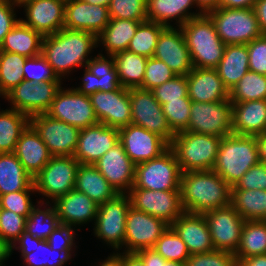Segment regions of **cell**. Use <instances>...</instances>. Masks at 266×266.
I'll return each mask as SVG.
<instances>
[{"label":"cell","instance_id":"25","mask_svg":"<svg viewBox=\"0 0 266 266\" xmlns=\"http://www.w3.org/2000/svg\"><path fill=\"white\" fill-rule=\"evenodd\" d=\"M170 226L185 242L190 254L208 253L215 250L203 214L184 212Z\"/></svg>","mask_w":266,"mask_h":266},{"label":"cell","instance_id":"38","mask_svg":"<svg viewBox=\"0 0 266 266\" xmlns=\"http://www.w3.org/2000/svg\"><path fill=\"white\" fill-rule=\"evenodd\" d=\"M30 124V118L13 108L0 111V153L15 152L21 133Z\"/></svg>","mask_w":266,"mask_h":266},{"label":"cell","instance_id":"53","mask_svg":"<svg viewBox=\"0 0 266 266\" xmlns=\"http://www.w3.org/2000/svg\"><path fill=\"white\" fill-rule=\"evenodd\" d=\"M35 190H22L17 192H10L0 196V208L13 211L18 215L29 217L35 206L31 200L32 193Z\"/></svg>","mask_w":266,"mask_h":266},{"label":"cell","instance_id":"15","mask_svg":"<svg viewBox=\"0 0 266 266\" xmlns=\"http://www.w3.org/2000/svg\"><path fill=\"white\" fill-rule=\"evenodd\" d=\"M30 125L53 156H73L78 142L79 128L53 119L46 113L30 117Z\"/></svg>","mask_w":266,"mask_h":266},{"label":"cell","instance_id":"36","mask_svg":"<svg viewBox=\"0 0 266 266\" xmlns=\"http://www.w3.org/2000/svg\"><path fill=\"white\" fill-rule=\"evenodd\" d=\"M140 23V21L110 18V22L97 37L98 46L99 43L103 44L107 56L127 50Z\"/></svg>","mask_w":266,"mask_h":266},{"label":"cell","instance_id":"48","mask_svg":"<svg viewBox=\"0 0 266 266\" xmlns=\"http://www.w3.org/2000/svg\"><path fill=\"white\" fill-rule=\"evenodd\" d=\"M147 0H111L108 10L110 18L145 22Z\"/></svg>","mask_w":266,"mask_h":266},{"label":"cell","instance_id":"27","mask_svg":"<svg viewBox=\"0 0 266 266\" xmlns=\"http://www.w3.org/2000/svg\"><path fill=\"white\" fill-rule=\"evenodd\" d=\"M186 79L191 101L210 103L229 100V91L216 69L193 67Z\"/></svg>","mask_w":266,"mask_h":266},{"label":"cell","instance_id":"70","mask_svg":"<svg viewBox=\"0 0 266 266\" xmlns=\"http://www.w3.org/2000/svg\"><path fill=\"white\" fill-rule=\"evenodd\" d=\"M164 266H186L185 263L178 261L166 260Z\"/></svg>","mask_w":266,"mask_h":266},{"label":"cell","instance_id":"72","mask_svg":"<svg viewBox=\"0 0 266 266\" xmlns=\"http://www.w3.org/2000/svg\"><path fill=\"white\" fill-rule=\"evenodd\" d=\"M2 96V98L6 99V95L5 93L1 90V87H0V97Z\"/></svg>","mask_w":266,"mask_h":266},{"label":"cell","instance_id":"34","mask_svg":"<svg viewBox=\"0 0 266 266\" xmlns=\"http://www.w3.org/2000/svg\"><path fill=\"white\" fill-rule=\"evenodd\" d=\"M43 35L25 25L21 20L9 31L0 46V51L18 53L27 58L41 54Z\"/></svg>","mask_w":266,"mask_h":266},{"label":"cell","instance_id":"12","mask_svg":"<svg viewBox=\"0 0 266 266\" xmlns=\"http://www.w3.org/2000/svg\"><path fill=\"white\" fill-rule=\"evenodd\" d=\"M129 96L132 109V124L158 134L169 144L175 133L168 125L162 105L155 99L152 91L130 88Z\"/></svg>","mask_w":266,"mask_h":266},{"label":"cell","instance_id":"37","mask_svg":"<svg viewBox=\"0 0 266 266\" xmlns=\"http://www.w3.org/2000/svg\"><path fill=\"white\" fill-rule=\"evenodd\" d=\"M118 79L123 88H139L142 86L147 59L128 50L112 55Z\"/></svg>","mask_w":266,"mask_h":266},{"label":"cell","instance_id":"57","mask_svg":"<svg viewBox=\"0 0 266 266\" xmlns=\"http://www.w3.org/2000/svg\"><path fill=\"white\" fill-rule=\"evenodd\" d=\"M246 45L249 53V70L266 75V35L263 34Z\"/></svg>","mask_w":266,"mask_h":266},{"label":"cell","instance_id":"40","mask_svg":"<svg viewBox=\"0 0 266 266\" xmlns=\"http://www.w3.org/2000/svg\"><path fill=\"white\" fill-rule=\"evenodd\" d=\"M266 254V221H245L234 255L236 258H246Z\"/></svg>","mask_w":266,"mask_h":266},{"label":"cell","instance_id":"28","mask_svg":"<svg viewBox=\"0 0 266 266\" xmlns=\"http://www.w3.org/2000/svg\"><path fill=\"white\" fill-rule=\"evenodd\" d=\"M14 249L21 251L26 266H63L70 260L63 251L51 249L46 240L38 239L26 231L13 243L11 252Z\"/></svg>","mask_w":266,"mask_h":266},{"label":"cell","instance_id":"29","mask_svg":"<svg viewBox=\"0 0 266 266\" xmlns=\"http://www.w3.org/2000/svg\"><path fill=\"white\" fill-rule=\"evenodd\" d=\"M15 155L26 172L34 178L53 157L39 134L29 124L21 133L17 142Z\"/></svg>","mask_w":266,"mask_h":266},{"label":"cell","instance_id":"33","mask_svg":"<svg viewBox=\"0 0 266 266\" xmlns=\"http://www.w3.org/2000/svg\"><path fill=\"white\" fill-rule=\"evenodd\" d=\"M215 69L223 84L230 92L249 71L247 45H226L223 57Z\"/></svg>","mask_w":266,"mask_h":266},{"label":"cell","instance_id":"23","mask_svg":"<svg viewBox=\"0 0 266 266\" xmlns=\"http://www.w3.org/2000/svg\"><path fill=\"white\" fill-rule=\"evenodd\" d=\"M66 0H30L21 5L26 19L25 25L43 36L55 34L64 28Z\"/></svg>","mask_w":266,"mask_h":266},{"label":"cell","instance_id":"63","mask_svg":"<svg viewBox=\"0 0 266 266\" xmlns=\"http://www.w3.org/2000/svg\"><path fill=\"white\" fill-rule=\"evenodd\" d=\"M236 259L238 260V266H266V254Z\"/></svg>","mask_w":266,"mask_h":266},{"label":"cell","instance_id":"50","mask_svg":"<svg viewBox=\"0 0 266 266\" xmlns=\"http://www.w3.org/2000/svg\"><path fill=\"white\" fill-rule=\"evenodd\" d=\"M175 76L176 74L165 62L155 57H149L146 62L144 80L140 88L151 91L156 86L164 84Z\"/></svg>","mask_w":266,"mask_h":266},{"label":"cell","instance_id":"39","mask_svg":"<svg viewBox=\"0 0 266 266\" xmlns=\"http://www.w3.org/2000/svg\"><path fill=\"white\" fill-rule=\"evenodd\" d=\"M245 221L266 220L265 190H231V203Z\"/></svg>","mask_w":266,"mask_h":266},{"label":"cell","instance_id":"56","mask_svg":"<svg viewBox=\"0 0 266 266\" xmlns=\"http://www.w3.org/2000/svg\"><path fill=\"white\" fill-rule=\"evenodd\" d=\"M265 190L266 191V163L252 166L231 188V190Z\"/></svg>","mask_w":266,"mask_h":266},{"label":"cell","instance_id":"26","mask_svg":"<svg viewBox=\"0 0 266 266\" xmlns=\"http://www.w3.org/2000/svg\"><path fill=\"white\" fill-rule=\"evenodd\" d=\"M53 203L62 225L75 228L93 220L95 222L98 204L76 189L58 197Z\"/></svg>","mask_w":266,"mask_h":266},{"label":"cell","instance_id":"65","mask_svg":"<svg viewBox=\"0 0 266 266\" xmlns=\"http://www.w3.org/2000/svg\"><path fill=\"white\" fill-rule=\"evenodd\" d=\"M194 1L197 7L199 8V11H202L203 13L206 14L208 11L218 8L220 0H194Z\"/></svg>","mask_w":266,"mask_h":266},{"label":"cell","instance_id":"5","mask_svg":"<svg viewBox=\"0 0 266 266\" xmlns=\"http://www.w3.org/2000/svg\"><path fill=\"white\" fill-rule=\"evenodd\" d=\"M222 138L218 136L181 131L173 137V150L179 167L186 171L213 170Z\"/></svg>","mask_w":266,"mask_h":266},{"label":"cell","instance_id":"67","mask_svg":"<svg viewBox=\"0 0 266 266\" xmlns=\"http://www.w3.org/2000/svg\"><path fill=\"white\" fill-rule=\"evenodd\" d=\"M99 266H123V252L113 253L106 260L100 262Z\"/></svg>","mask_w":266,"mask_h":266},{"label":"cell","instance_id":"68","mask_svg":"<svg viewBox=\"0 0 266 266\" xmlns=\"http://www.w3.org/2000/svg\"><path fill=\"white\" fill-rule=\"evenodd\" d=\"M11 246L0 238V266L11 256Z\"/></svg>","mask_w":266,"mask_h":266},{"label":"cell","instance_id":"44","mask_svg":"<svg viewBox=\"0 0 266 266\" xmlns=\"http://www.w3.org/2000/svg\"><path fill=\"white\" fill-rule=\"evenodd\" d=\"M107 57L99 53L91 58L85 66L92 74L98 77V91L103 92L119 90L122 87L118 79L114 59L112 56Z\"/></svg>","mask_w":266,"mask_h":266},{"label":"cell","instance_id":"8","mask_svg":"<svg viewBox=\"0 0 266 266\" xmlns=\"http://www.w3.org/2000/svg\"><path fill=\"white\" fill-rule=\"evenodd\" d=\"M79 165L74 156H53L33 178L35 191L51 199L53 203L58 197L75 189Z\"/></svg>","mask_w":266,"mask_h":266},{"label":"cell","instance_id":"54","mask_svg":"<svg viewBox=\"0 0 266 266\" xmlns=\"http://www.w3.org/2000/svg\"><path fill=\"white\" fill-rule=\"evenodd\" d=\"M186 266H238L234 253L214 250L208 253L191 254L185 262Z\"/></svg>","mask_w":266,"mask_h":266},{"label":"cell","instance_id":"31","mask_svg":"<svg viewBox=\"0 0 266 266\" xmlns=\"http://www.w3.org/2000/svg\"><path fill=\"white\" fill-rule=\"evenodd\" d=\"M195 4L194 0H147V19L165 27H172L169 22L176 20V25L181 27L191 18L204 14L202 11L189 12L193 6L197 7Z\"/></svg>","mask_w":266,"mask_h":266},{"label":"cell","instance_id":"30","mask_svg":"<svg viewBox=\"0 0 266 266\" xmlns=\"http://www.w3.org/2000/svg\"><path fill=\"white\" fill-rule=\"evenodd\" d=\"M232 132L242 136L266 132V100L232 103Z\"/></svg>","mask_w":266,"mask_h":266},{"label":"cell","instance_id":"43","mask_svg":"<svg viewBox=\"0 0 266 266\" xmlns=\"http://www.w3.org/2000/svg\"><path fill=\"white\" fill-rule=\"evenodd\" d=\"M39 207H42V205L33 207L32 212L26 219L25 231L38 239L46 240L60 224L58 213L54 203L53 206L45 207L43 210Z\"/></svg>","mask_w":266,"mask_h":266},{"label":"cell","instance_id":"51","mask_svg":"<svg viewBox=\"0 0 266 266\" xmlns=\"http://www.w3.org/2000/svg\"><path fill=\"white\" fill-rule=\"evenodd\" d=\"M151 91L161 105L174 100H182V98L188 96L186 75H176Z\"/></svg>","mask_w":266,"mask_h":266},{"label":"cell","instance_id":"42","mask_svg":"<svg viewBox=\"0 0 266 266\" xmlns=\"http://www.w3.org/2000/svg\"><path fill=\"white\" fill-rule=\"evenodd\" d=\"M165 28L164 25L153 21L141 22L127 50L146 58L153 57L159 35Z\"/></svg>","mask_w":266,"mask_h":266},{"label":"cell","instance_id":"11","mask_svg":"<svg viewBox=\"0 0 266 266\" xmlns=\"http://www.w3.org/2000/svg\"><path fill=\"white\" fill-rule=\"evenodd\" d=\"M60 88L52 101L47 115L79 129L99 123L89 95H84L73 88Z\"/></svg>","mask_w":266,"mask_h":266},{"label":"cell","instance_id":"21","mask_svg":"<svg viewBox=\"0 0 266 266\" xmlns=\"http://www.w3.org/2000/svg\"><path fill=\"white\" fill-rule=\"evenodd\" d=\"M119 142L118 129L98 123L80 129L73 156L80 164L96 163L107 151Z\"/></svg>","mask_w":266,"mask_h":266},{"label":"cell","instance_id":"60","mask_svg":"<svg viewBox=\"0 0 266 266\" xmlns=\"http://www.w3.org/2000/svg\"><path fill=\"white\" fill-rule=\"evenodd\" d=\"M143 260L146 266H164L166 259H164L153 248L141 249L136 252Z\"/></svg>","mask_w":266,"mask_h":266},{"label":"cell","instance_id":"10","mask_svg":"<svg viewBox=\"0 0 266 266\" xmlns=\"http://www.w3.org/2000/svg\"><path fill=\"white\" fill-rule=\"evenodd\" d=\"M184 131L220 138L233 134L231 101L210 103L192 101L189 125Z\"/></svg>","mask_w":266,"mask_h":266},{"label":"cell","instance_id":"55","mask_svg":"<svg viewBox=\"0 0 266 266\" xmlns=\"http://www.w3.org/2000/svg\"><path fill=\"white\" fill-rule=\"evenodd\" d=\"M75 231L78 230H75V228L73 229L67 225L59 224L46 241L50 245L51 249L63 251L70 259H72L73 247H77L74 246L76 245L74 243L76 239L74 234Z\"/></svg>","mask_w":266,"mask_h":266},{"label":"cell","instance_id":"71","mask_svg":"<svg viewBox=\"0 0 266 266\" xmlns=\"http://www.w3.org/2000/svg\"><path fill=\"white\" fill-rule=\"evenodd\" d=\"M16 5L17 7H20L22 4L30 1V0H12Z\"/></svg>","mask_w":266,"mask_h":266},{"label":"cell","instance_id":"22","mask_svg":"<svg viewBox=\"0 0 266 266\" xmlns=\"http://www.w3.org/2000/svg\"><path fill=\"white\" fill-rule=\"evenodd\" d=\"M177 26L166 27L159 35L153 57L165 62L176 75H187L192 59L183 31Z\"/></svg>","mask_w":266,"mask_h":266},{"label":"cell","instance_id":"49","mask_svg":"<svg viewBox=\"0 0 266 266\" xmlns=\"http://www.w3.org/2000/svg\"><path fill=\"white\" fill-rule=\"evenodd\" d=\"M23 76L24 80L31 83L61 81L41 54L26 59L23 67Z\"/></svg>","mask_w":266,"mask_h":266},{"label":"cell","instance_id":"16","mask_svg":"<svg viewBox=\"0 0 266 266\" xmlns=\"http://www.w3.org/2000/svg\"><path fill=\"white\" fill-rule=\"evenodd\" d=\"M209 227L215 250L235 253L245 220L229 204L203 213Z\"/></svg>","mask_w":266,"mask_h":266},{"label":"cell","instance_id":"9","mask_svg":"<svg viewBox=\"0 0 266 266\" xmlns=\"http://www.w3.org/2000/svg\"><path fill=\"white\" fill-rule=\"evenodd\" d=\"M130 206L127 194H118L114 199L98 205L94 235L116 251L124 247L125 225Z\"/></svg>","mask_w":266,"mask_h":266},{"label":"cell","instance_id":"13","mask_svg":"<svg viewBox=\"0 0 266 266\" xmlns=\"http://www.w3.org/2000/svg\"><path fill=\"white\" fill-rule=\"evenodd\" d=\"M62 81H47L31 83L23 80L6 94V100L11 108L26 114L29 118L33 115L45 114L50 109Z\"/></svg>","mask_w":266,"mask_h":266},{"label":"cell","instance_id":"61","mask_svg":"<svg viewBox=\"0 0 266 266\" xmlns=\"http://www.w3.org/2000/svg\"><path fill=\"white\" fill-rule=\"evenodd\" d=\"M254 11L256 13L260 30L266 35V0H256Z\"/></svg>","mask_w":266,"mask_h":266},{"label":"cell","instance_id":"52","mask_svg":"<svg viewBox=\"0 0 266 266\" xmlns=\"http://www.w3.org/2000/svg\"><path fill=\"white\" fill-rule=\"evenodd\" d=\"M26 217L0 208V238L10 246L25 231Z\"/></svg>","mask_w":266,"mask_h":266},{"label":"cell","instance_id":"7","mask_svg":"<svg viewBox=\"0 0 266 266\" xmlns=\"http://www.w3.org/2000/svg\"><path fill=\"white\" fill-rule=\"evenodd\" d=\"M182 171L173 150L169 147L160 156L135 165L132 188L153 191L180 190Z\"/></svg>","mask_w":266,"mask_h":266},{"label":"cell","instance_id":"3","mask_svg":"<svg viewBox=\"0 0 266 266\" xmlns=\"http://www.w3.org/2000/svg\"><path fill=\"white\" fill-rule=\"evenodd\" d=\"M260 163L256 136L231 134L222 138L213 170L231 187Z\"/></svg>","mask_w":266,"mask_h":266},{"label":"cell","instance_id":"6","mask_svg":"<svg viewBox=\"0 0 266 266\" xmlns=\"http://www.w3.org/2000/svg\"><path fill=\"white\" fill-rule=\"evenodd\" d=\"M225 45L248 44L263 35L254 8H215L206 13Z\"/></svg>","mask_w":266,"mask_h":266},{"label":"cell","instance_id":"35","mask_svg":"<svg viewBox=\"0 0 266 266\" xmlns=\"http://www.w3.org/2000/svg\"><path fill=\"white\" fill-rule=\"evenodd\" d=\"M22 190H35L33 178L14 152L0 153V196Z\"/></svg>","mask_w":266,"mask_h":266},{"label":"cell","instance_id":"62","mask_svg":"<svg viewBox=\"0 0 266 266\" xmlns=\"http://www.w3.org/2000/svg\"><path fill=\"white\" fill-rule=\"evenodd\" d=\"M256 0H220L221 8H254Z\"/></svg>","mask_w":266,"mask_h":266},{"label":"cell","instance_id":"20","mask_svg":"<svg viewBox=\"0 0 266 266\" xmlns=\"http://www.w3.org/2000/svg\"><path fill=\"white\" fill-rule=\"evenodd\" d=\"M94 166L118 194H127L134 186L135 164L120 142L107 151Z\"/></svg>","mask_w":266,"mask_h":266},{"label":"cell","instance_id":"2","mask_svg":"<svg viewBox=\"0 0 266 266\" xmlns=\"http://www.w3.org/2000/svg\"><path fill=\"white\" fill-rule=\"evenodd\" d=\"M231 188L214 170L183 172L180 195L184 212L203 214L229 205Z\"/></svg>","mask_w":266,"mask_h":266},{"label":"cell","instance_id":"4","mask_svg":"<svg viewBox=\"0 0 266 266\" xmlns=\"http://www.w3.org/2000/svg\"><path fill=\"white\" fill-rule=\"evenodd\" d=\"M190 51L193 67L215 69L226 45L207 14L191 18L180 27Z\"/></svg>","mask_w":266,"mask_h":266},{"label":"cell","instance_id":"45","mask_svg":"<svg viewBox=\"0 0 266 266\" xmlns=\"http://www.w3.org/2000/svg\"><path fill=\"white\" fill-rule=\"evenodd\" d=\"M26 59L18 53L0 51V87L5 95L24 80Z\"/></svg>","mask_w":266,"mask_h":266},{"label":"cell","instance_id":"41","mask_svg":"<svg viewBox=\"0 0 266 266\" xmlns=\"http://www.w3.org/2000/svg\"><path fill=\"white\" fill-rule=\"evenodd\" d=\"M231 103L266 100V75L248 71L229 92Z\"/></svg>","mask_w":266,"mask_h":266},{"label":"cell","instance_id":"69","mask_svg":"<svg viewBox=\"0 0 266 266\" xmlns=\"http://www.w3.org/2000/svg\"><path fill=\"white\" fill-rule=\"evenodd\" d=\"M89 4H93V5H101V6H105V7H109V4L111 2V0H83Z\"/></svg>","mask_w":266,"mask_h":266},{"label":"cell","instance_id":"19","mask_svg":"<svg viewBox=\"0 0 266 266\" xmlns=\"http://www.w3.org/2000/svg\"><path fill=\"white\" fill-rule=\"evenodd\" d=\"M118 133L119 142L135 165L160 156L170 147L158 134L134 124L118 129Z\"/></svg>","mask_w":266,"mask_h":266},{"label":"cell","instance_id":"58","mask_svg":"<svg viewBox=\"0 0 266 266\" xmlns=\"http://www.w3.org/2000/svg\"><path fill=\"white\" fill-rule=\"evenodd\" d=\"M17 6L12 0H0V46L5 35L13 29L20 19L16 18Z\"/></svg>","mask_w":266,"mask_h":266},{"label":"cell","instance_id":"59","mask_svg":"<svg viewBox=\"0 0 266 266\" xmlns=\"http://www.w3.org/2000/svg\"><path fill=\"white\" fill-rule=\"evenodd\" d=\"M98 77L92 74L86 67L82 77V84L79 87L73 88L84 95H90L98 91Z\"/></svg>","mask_w":266,"mask_h":266},{"label":"cell","instance_id":"17","mask_svg":"<svg viewBox=\"0 0 266 266\" xmlns=\"http://www.w3.org/2000/svg\"><path fill=\"white\" fill-rule=\"evenodd\" d=\"M168 226L163 220L130 206L125 225L123 251L137 252L153 248Z\"/></svg>","mask_w":266,"mask_h":266},{"label":"cell","instance_id":"46","mask_svg":"<svg viewBox=\"0 0 266 266\" xmlns=\"http://www.w3.org/2000/svg\"><path fill=\"white\" fill-rule=\"evenodd\" d=\"M153 249L164 259L185 263L190 257L187 245L171 226L163 232Z\"/></svg>","mask_w":266,"mask_h":266},{"label":"cell","instance_id":"1","mask_svg":"<svg viewBox=\"0 0 266 266\" xmlns=\"http://www.w3.org/2000/svg\"><path fill=\"white\" fill-rule=\"evenodd\" d=\"M98 47L97 37L89 32L62 28L43 37L41 55L59 79L77 67H85L92 49Z\"/></svg>","mask_w":266,"mask_h":266},{"label":"cell","instance_id":"24","mask_svg":"<svg viewBox=\"0 0 266 266\" xmlns=\"http://www.w3.org/2000/svg\"><path fill=\"white\" fill-rule=\"evenodd\" d=\"M109 22L108 7L83 0H66L64 28L89 32L98 37Z\"/></svg>","mask_w":266,"mask_h":266},{"label":"cell","instance_id":"66","mask_svg":"<svg viewBox=\"0 0 266 266\" xmlns=\"http://www.w3.org/2000/svg\"><path fill=\"white\" fill-rule=\"evenodd\" d=\"M259 159L261 163H266V132L256 136Z\"/></svg>","mask_w":266,"mask_h":266},{"label":"cell","instance_id":"14","mask_svg":"<svg viewBox=\"0 0 266 266\" xmlns=\"http://www.w3.org/2000/svg\"><path fill=\"white\" fill-rule=\"evenodd\" d=\"M127 195L134 209L161 219L169 226L184 213L180 190L131 188Z\"/></svg>","mask_w":266,"mask_h":266},{"label":"cell","instance_id":"32","mask_svg":"<svg viewBox=\"0 0 266 266\" xmlns=\"http://www.w3.org/2000/svg\"><path fill=\"white\" fill-rule=\"evenodd\" d=\"M75 189L86 194L98 205L114 199L118 193L92 164H80L76 172Z\"/></svg>","mask_w":266,"mask_h":266},{"label":"cell","instance_id":"47","mask_svg":"<svg viewBox=\"0 0 266 266\" xmlns=\"http://www.w3.org/2000/svg\"><path fill=\"white\" fill-rule=\"evenodd\" d=\"M191 104V99L186 96L182 100H174L162 105L168 125L175 134L188 127Z\"/></svg>","mask_w":266,"mask_h":266},{"label":"cell","instance_id":"18","mask_svg":"<svg viewBox=\"0 0 266 266\" xmlns=\"http://www.w3.org/2000/svg\"><path fill=\"white\" fill-rule=\"evenodd\" d=\"M89 98L99 123L117 129L132 124L129 89L121 87L115 91H97Z\"/></svg>","mask_w":266,"mask_h":266},{"label":"cell","instance_id":"64","mask_svg":"<svg viewBox=\"0 0 266 266\" xmlns=\"http://www.w3.org/2000/svg\"><path fill=\"white\" fill-rule=\"evenodd\" d=\"M123 266H146L136 252H123Z\"/></svg>","mask_w":266,"mask_h":266}]
</instances>
